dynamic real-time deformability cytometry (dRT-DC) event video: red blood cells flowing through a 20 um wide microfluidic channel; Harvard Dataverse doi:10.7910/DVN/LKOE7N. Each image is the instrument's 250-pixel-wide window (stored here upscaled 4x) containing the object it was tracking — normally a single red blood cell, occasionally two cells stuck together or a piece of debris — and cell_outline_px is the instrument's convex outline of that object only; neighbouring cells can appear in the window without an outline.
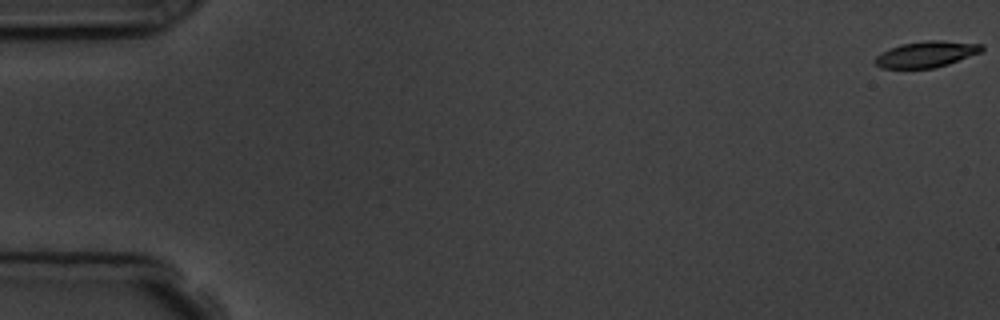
{"species": "common noctule bat (a hibernating species)", "species_latin": "Nyctalus noctula", "temperature_condition": "room temperature", "stored_images_in_passage": 9, "camera_frame_rate_fps": 3000, "um_per_image_px": 0.085, "animal": {"sex": "male", "body_mass_g": 19.5, "forearm_length_mm": 54.6}, "frame": {"image": 1, "passage_image": 1, "time_ms": 0.0, "image_size_px": [1000, 320], "cell_outline_px": [[984, 48], [980, 52], [948, 64], [932, 68], [880, 68], [872, 60], [880, 52], [900, 44], [928, 40], [940, 40], [984, 44]], "centroid_in_image_um": [78.7, 4.6], "position_along_channel_um": 6.3, "area_um2": 16.24}}
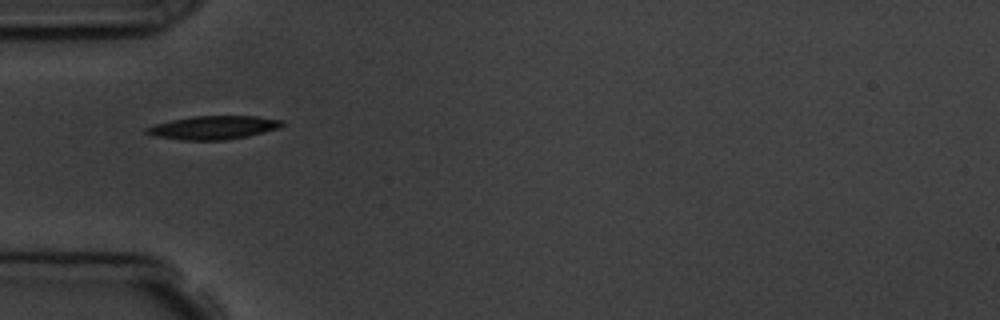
{"frame": {"image": 2, "passage_image": 6, "time_ms": 5.667, "image_size_px": [1000, 320], "cell_outline_px": [[284, 124], [280, 128], [248, 136], [224, 140], [184, 140], [156, 136], [144, 132], [144, 128], [156, 124], [172, 120], [192, 116], [256, 116], [284, 120]], "centroid_in_image_um": [18.17, 10.84], "position_along_channel_um": 66.8, "area_um2": 18.5}}